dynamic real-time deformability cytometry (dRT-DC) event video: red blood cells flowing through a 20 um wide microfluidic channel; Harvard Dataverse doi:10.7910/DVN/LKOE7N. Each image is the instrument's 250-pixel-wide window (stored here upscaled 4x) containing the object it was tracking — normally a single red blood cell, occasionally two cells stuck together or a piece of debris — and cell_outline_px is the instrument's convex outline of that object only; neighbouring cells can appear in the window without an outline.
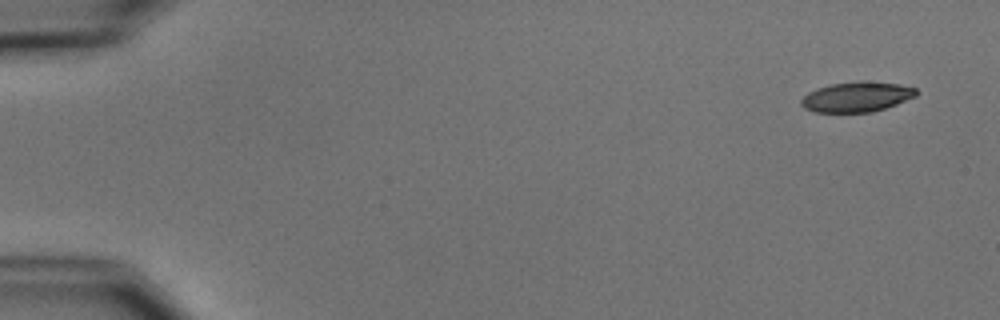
{"species": "common noctule bat (a hibernating species)", "species_latin": "Nyctalus noctula", "temperature_condition": "cold", "stored_images_in_passage": 4, "camera_frame_rate_fps": 3000, "um_per_image_px": 0.085, "animal": {"sex": "male", "body_mass_g": 15.6}, "frame": {"image": 1, "passage_image": 1, "time_ms": 0.0, "image_size_px": [1000, 320], "cell_outline_px": [[916, 96], [896, 104], [872, 112], [816, 112], [804, 108], [800, 104], [800, 100], [808, 92], [816, 88], [832, 84], [860, 80], [864, 80], [900, 84], [916, 88]], "centroid_in_image_um": [72.8, 8.22], "position_along_channel_um": 12.2, "area_um2": 20.23}}
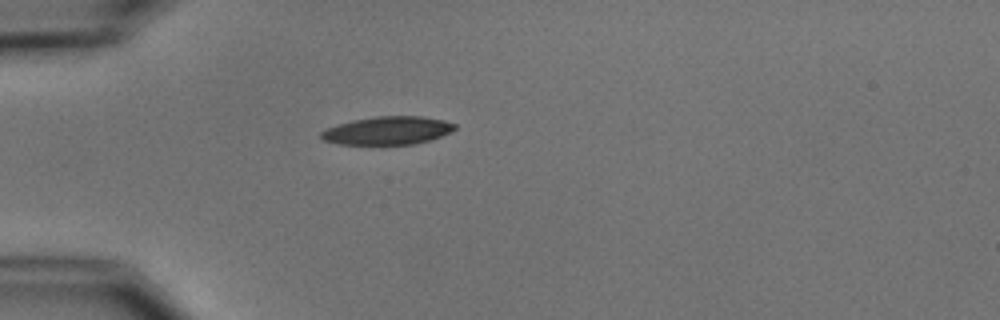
{"frame": {"image": 2, "passage_image": 4, "time_ms": 4.333, "image_size_px": [1000, 320], "cell_outline_px": [[456, 128], [452, 132], [428, 140], [412, 144], [340, 144], [324, 140], [320, 136], [320, 132], [328, 128], [352, 120], [376, 116], [424, 116], [444, 120], [456, 124]], "centroid_in_image_um": [32.98, 11.08], "position_along_channel_um": 52.0, "area_um2": 21.73}}